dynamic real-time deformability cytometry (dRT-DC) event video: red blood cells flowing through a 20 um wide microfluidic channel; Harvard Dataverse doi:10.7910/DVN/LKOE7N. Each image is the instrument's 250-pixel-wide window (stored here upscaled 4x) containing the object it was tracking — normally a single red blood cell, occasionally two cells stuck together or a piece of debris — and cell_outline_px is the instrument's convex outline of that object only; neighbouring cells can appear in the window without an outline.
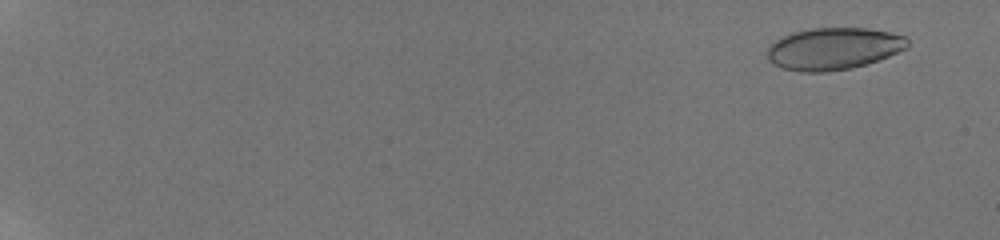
{"species": "human", "species_latin": "Homo sapiens", "temperature_condition": "room temperature", "stored_images_in_passage": 19, "camera_frame_rate_fps": 3000, "um_per_image_px": 0.085, "donor": {"sex": "male"}, "frame": {"image": 1, "passage_image": 3, "time_ms": 1.333, "image_size_px": [1000, 240], "cell_outline_px": [[908, 48], [888, 56], [852, 68], [828, 72], [800, 72], [780, 68], [768, 60], [768, 48], [776, 40], [792, 32], [812, 28], [868, 28], [908, 36]], "centroid_in_image_um": [70.86, 4.14], "position_along_channel_um": 14.1, "area_um2": 34.39}}
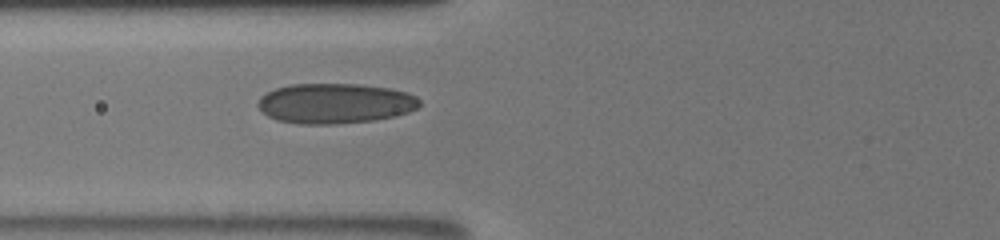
{"frame": {"image": 2, "passage_image": 17, "time_ms": 9.0, "image_size_px": [1000, 240], "cell_outline_px": [[420, 104], [416, 108], [408, 112], [396, 116], [372, 120], [332, 124], [300, 124], [276, 120], [268, 116], [256, 104], [260, 96], [276, 88], [292, 84], [356, 84], [388, 88], [408, 92], [416, 96], [420, 100]], "centroid_in_image_um": [28.47, 8.79], "position_along_channel_um": 97.3, "area_um2": 37.74}}
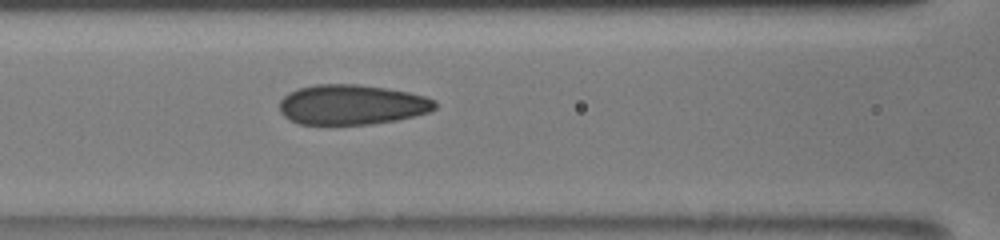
{"frame": {"image": 3, "passage_image": 19, "time_ms": 10.0, "image_size_px": [1000, 240], "cell_outline_px": [[436, 108], [428, 112], [396, 120], [372, 124], [300, 124], [284, 116], [280, 112], [280, 100], [288, 92], [300, 88], [316, 84], [360, 84], [388, 88], [408, 92], [424, 96], [436, 100]], "centroid_in_image_um": [29.91, 8.89], "position_along_channel_um": 136.7, "area_um2": 36.24}}